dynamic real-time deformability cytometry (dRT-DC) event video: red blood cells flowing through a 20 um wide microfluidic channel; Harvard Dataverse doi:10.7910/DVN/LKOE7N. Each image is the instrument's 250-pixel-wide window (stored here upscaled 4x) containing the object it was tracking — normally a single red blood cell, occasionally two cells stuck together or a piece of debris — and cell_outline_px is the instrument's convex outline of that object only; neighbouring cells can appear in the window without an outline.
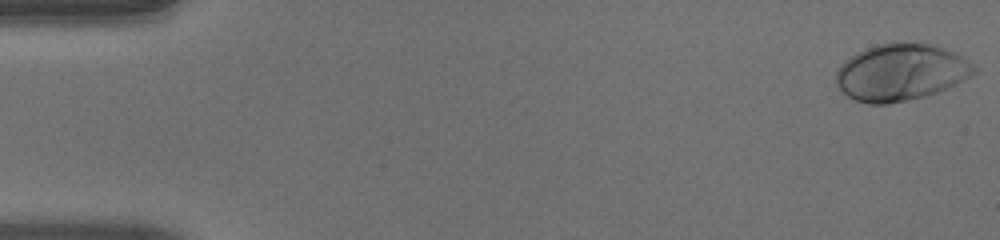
{"species": "human", "species_latin": "Homo sapiens", "temperature_condition": "warm", "stored_images_in_passage": 51, "camera_frame_rate_fps": 3000, "um_per_image_px": 0.085, "donor": {"sex": "male"}, "frame": {"image": 1, "passage_image": 1, "time_ms": 0.0, "image_size_px": [1000, 240], "cell_outline_px": [[976, 72], [956, 84], [948, 88], [924, 96], [908, 100], [888, 104], [868, 104], [856, 100], [848, 96], [836, 84], [836, 68], [840, 64], [856, 52], [864, 48], [876, 44], [896, 40], [904, 40], [928, 44], [952, 52], [960, 56], [972, 64], [976, 68]], "centroid_in_image_um": [76.52, 6.12], "position_along_channel_um": 8.5, "area_um2": 45.89}}
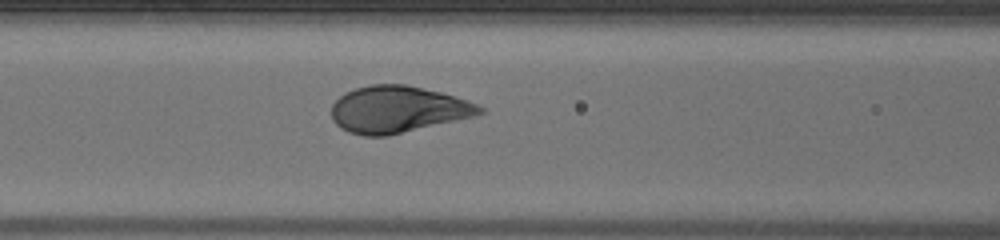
{"frame": {"image": 2, "passage_image": 22, "time_ms": 7.0, "image_size_px": [1000, 240], "cell_outline_px": [[484, 112], [476, 116], [384, 136], [364, 136], [348, 132], [340, 128], [332, 120], [332, 104], [344, 92], [356, 88], [372, 84], [404, 84], [440, 92], [476, 104], [484, 108]], "centroid_in_image_um": [33.76, 9.3], "position_along_channel_um": 132.8, "area_um2": 40.0}}
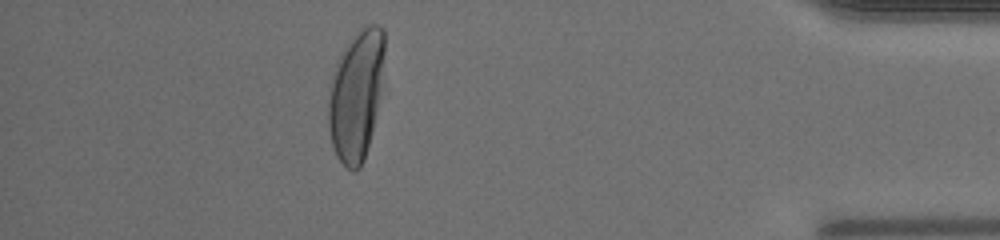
{"frame": {"image": 3, "passage_image": 46, "time_ms": 15.0, "image_size_px": [1000, 240], "cell_outline_px": [[384, 52], [380, 92], [372, 132], [364, 160], [360, 168], [356, 172], [352, 172], [336, 156], [332, 144], [328, 128], [328, 104], [332, 72], [344, 48], [368, 24], [380, 24], [384, 28]], "centroid_in_image_um": [30.26, 8.13], "position_along_channel_um": 404.9, "area_um2": 42.02}, "authors_computed_cell_mechanics": {"area_um2": 42.0206, "velocity_mm_per_s": 3.9628, "shape_relaxation_time_tau1_ms": 2.5739, "shape_relaxation_time_tau2_ms": null, "deformation_change_tau1": 0.1941, "deformation_change_tau2": null}}